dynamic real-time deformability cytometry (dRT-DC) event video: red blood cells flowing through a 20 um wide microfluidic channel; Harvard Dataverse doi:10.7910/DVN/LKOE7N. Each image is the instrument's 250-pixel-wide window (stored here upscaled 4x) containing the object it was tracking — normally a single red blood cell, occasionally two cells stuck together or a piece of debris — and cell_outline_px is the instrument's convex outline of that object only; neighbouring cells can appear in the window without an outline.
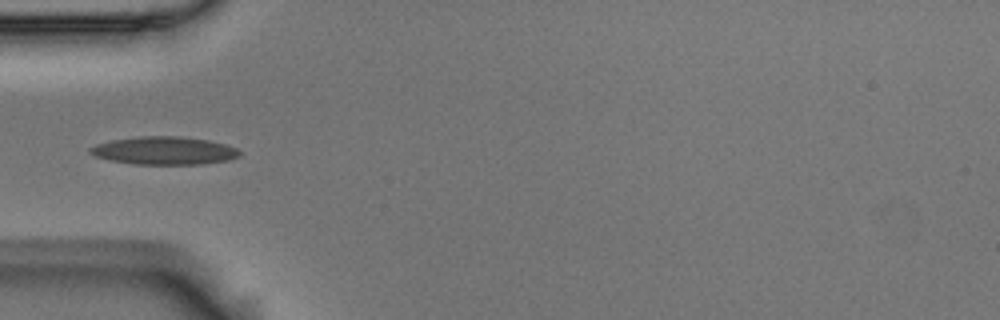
{"species": "Egyptian fruit bat (a non-hibernating species)", "species_latin": "Rousettus aegyptiacus", "temperature_condition": "room temperature", "stored_images_in_passage": 4, "camera_frame_rate_fps": 3000, "um_per_image_px": 0.085, "animal": {"sex": "male"}, "frame": {"image": 1, "passage_image": 4, "time_ms": 1.0, "image_size_px": [1000, 320], "cell_outline_px": [[240, 156], [228, 160], [204, 164], [136, 164], [112, 160], [96, 156], [88, 152], [88, 148], [96, 144], [112, 140], [140, 136], [180, 136], [208, 140], [224, 144], [236, 148], [240, 152]], "centroid_in_image_um": [13.96, 12.8], "position_along_channel_um": 71.0, "area_um2": 24.22}}